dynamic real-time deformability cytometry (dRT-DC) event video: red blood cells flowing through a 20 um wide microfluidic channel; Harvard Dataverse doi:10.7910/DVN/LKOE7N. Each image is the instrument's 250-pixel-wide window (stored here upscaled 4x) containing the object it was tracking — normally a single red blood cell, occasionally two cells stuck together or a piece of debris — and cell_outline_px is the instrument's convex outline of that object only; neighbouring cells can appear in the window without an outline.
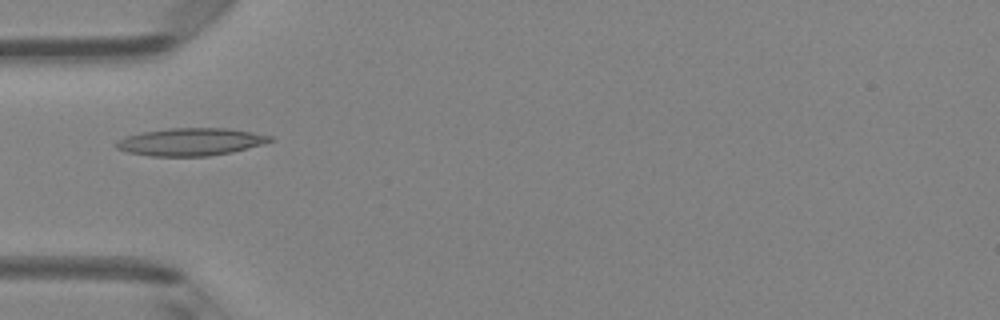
{"species": "Egyptian fruit bat (a non-hibernating species)", "species_latin": "Rousettus aegyptiacus", "temperature_condition": "room temperature", "stored_images_in_passage": 5, "camera_frame_rate_fps": 3000, "um_per_image_px": 0.085, "animal": {"sex": "female"}, "frame": {"image": 1, "passage_image": 5, "time_ms": 4.667, "image_size_px": [1000, 320], "cell_outline_px": [[276, 140], [232, 152], [208, 156], [152, 156], [128, 152], [116, 148], [112, 144], [116, 140], [124, 136], [144, 132], [168, 128], [228, 128], [252, 132], [272, 136]], "centroid_in_image_um": [16.18, 12.05], "position_along_channel_um": 68.8, "area_um2": 24.8}}